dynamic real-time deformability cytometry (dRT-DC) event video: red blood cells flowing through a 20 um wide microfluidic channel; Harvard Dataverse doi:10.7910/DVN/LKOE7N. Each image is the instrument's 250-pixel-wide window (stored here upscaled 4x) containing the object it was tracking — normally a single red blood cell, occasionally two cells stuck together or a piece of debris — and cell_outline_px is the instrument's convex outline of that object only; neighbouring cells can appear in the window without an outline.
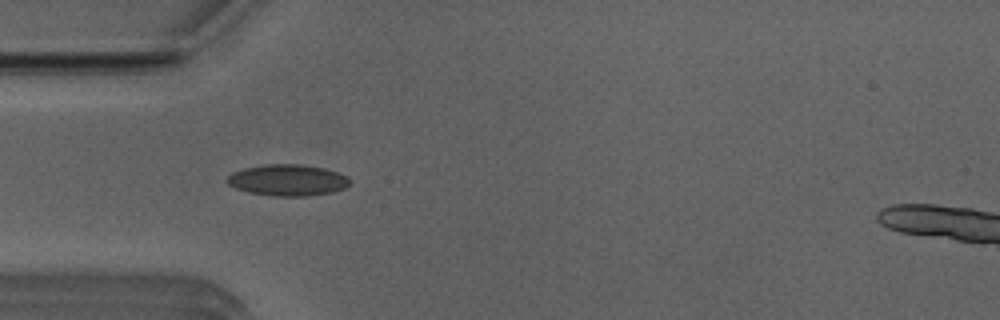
{"species": "Egyptian fruit bat (a non-hibernating species)", "species_latin": "Rousettus aegyptiacus", "temperature_condition": "room temperature", "stored_images_in_passage": 45, "camera_frame_rate_fps": 3000, "um_per_image_px": 0.085, "animal": {"sex": "male"}, "frame": {"image": 1, "passage_image": 9, "time_ms": 2.667, "image_size_px": [1000, 320], "cell_outline_px": [[348, 184], [344, 188], [332, 192], [308, 196], [272, 196], [248, 192], [236, 188], [228, 184], [224, 180], [232, 172], [244, 168], [264, 164], [300, 164], [324, 168], [348, 176]], "centroid_in_image_um": [24.4, 15.31], "position_along_channel_um": 60.6, "area_um2": 22.43}}
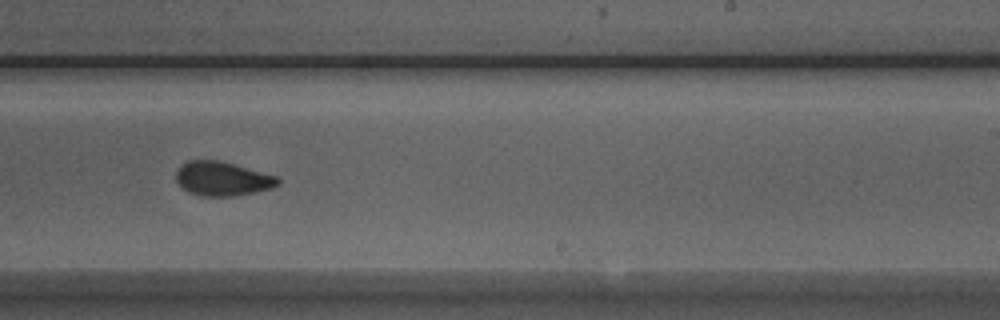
{"frame": {"image": 2, "passage_image": 25, "time_ms": 8.0, "image_size_px": [1000, 320], "cell_outline_px": [[280, 184], [272, 188], [256, 192], [232, 196], [204, 196], [188, 192], [176, 180], [176, 172], [180, 164], [188, 160], [216, 160], [232, 164], [276, 176], [280, 180]], "centroid_in_image_um": [18.88, 15.19], "position_along_channel_um": 270.1, "area_um2": 20.06}}
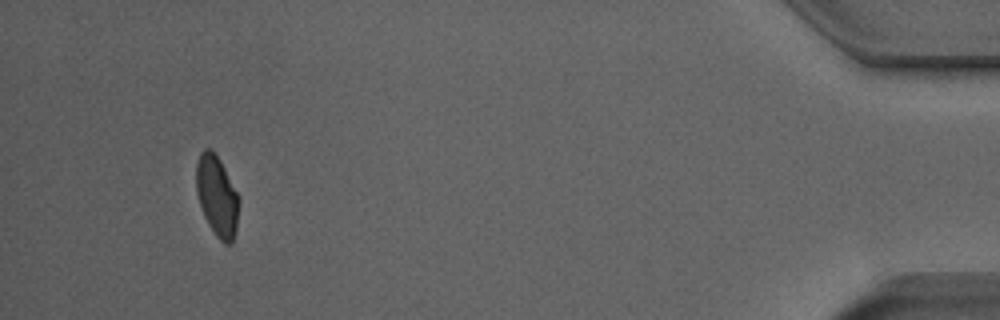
{"frame": {"image": 3, "passage_image": 42, "time_ms": 13.667, "image_size_px": [1000, 320], "cell_outline_px": [[240, 200], [236, 228], [232, 244], [224, 244], [216, 236], [208, 224], [204, 216], [196, 192], [196, 164], [200, 152], [204, 148], [212, 148], [220, 160], [240, 196]], "centroid_in_image_um": [18.45, 16.64], "position_along_channel_um": 416.7, "area_um2": 20.35}, "authors_computed_cell_mechanics": {"area_um2": 20.4034, "velocity_mm_per_s": 3.9579, "shape_relaxation_time_tau1_ms": 2.943, "shape_relaxation_time_tau2_ms": 1.5759, "deformation_change_tau1": 0.1138, "deformation_change_tau2": 0.0597}}